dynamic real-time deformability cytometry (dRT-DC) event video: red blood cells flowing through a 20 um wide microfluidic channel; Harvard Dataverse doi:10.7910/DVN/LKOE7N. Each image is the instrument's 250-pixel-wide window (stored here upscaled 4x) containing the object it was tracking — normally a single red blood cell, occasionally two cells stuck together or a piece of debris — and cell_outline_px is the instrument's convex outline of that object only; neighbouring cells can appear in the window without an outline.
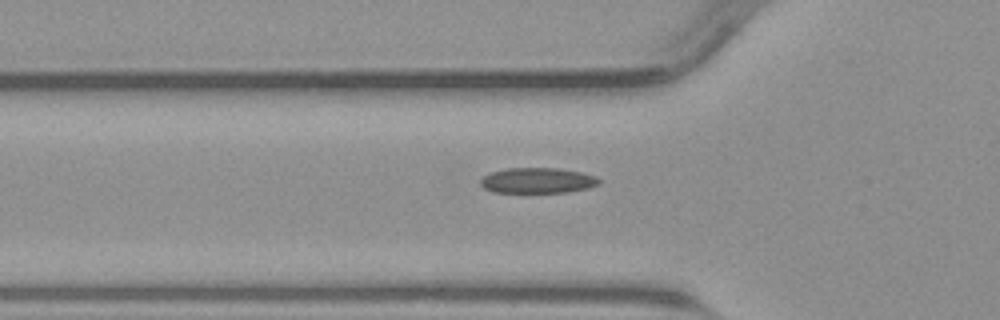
{"species": "common noctule bat (a hibernating species)", "species_latin": "Nyctalus noctula", "temperature_condition": "warm", "stored_images_in_passage": 10, "camera_frame_rate_fps": 3000, "um_per_image_px": 0.085, "animal": {"sex": "male", "body_mass_g": 23.1, "forearm_length_mm": 52.7}, "frame": {"image": 1, "passage_image": 7, "time_ms": 2.0, "image_size_px": [1000, 320], "cell_outline_px": [[600, 184], [588, 188], [568, 192], [492, 192], [484, 188], [480, 184], [480, 180], [488, 172], [508, 168], [560, 168], [580, 172], [596, 176], [600, 180]], "centroid_in_image_um": [45.68, 15.34], "position_along_channel_um": 80.1, "area_um2": 17.69}}